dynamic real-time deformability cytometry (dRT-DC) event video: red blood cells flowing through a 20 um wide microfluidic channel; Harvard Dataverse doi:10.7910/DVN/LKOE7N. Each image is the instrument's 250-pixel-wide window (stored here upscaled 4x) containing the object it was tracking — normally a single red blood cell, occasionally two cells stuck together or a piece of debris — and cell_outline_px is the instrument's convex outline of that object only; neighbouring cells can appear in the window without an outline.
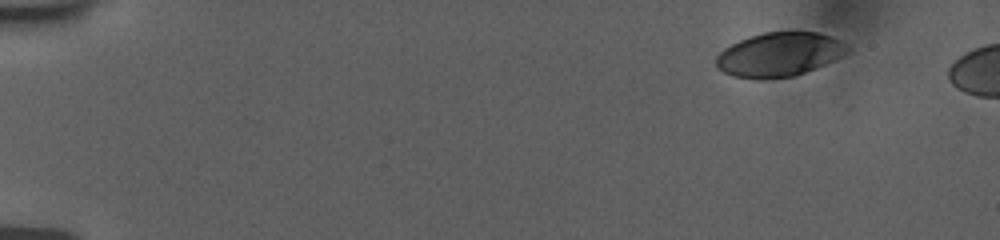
{"species": "human", "species_latin": "Homo sapiens", "temperature_condition": "room temperature", "stored_images_in_passage": 9, "camera_frame_rate_fps": 3000, "um_per_image_px": 0.085, "donor": {"sex": "female"}, "frame": {"image": 1, "passage_image": 1, "time_ms": 0.0, "image_size_px": [1000, 240], "cell_outline_px": [[852, 48], [848, 52], [824, 64], [796, 76], [760, 80], [732, 76], [716, 68], [716, 56], [724, 48], [740, 40], [764, 32], [816, 32], [832, 36], [840, 40]], "centroid_in_image_um": [66.23, 4.64], "position_along_channel_um": 18.8, "area_um2": 33.76}}